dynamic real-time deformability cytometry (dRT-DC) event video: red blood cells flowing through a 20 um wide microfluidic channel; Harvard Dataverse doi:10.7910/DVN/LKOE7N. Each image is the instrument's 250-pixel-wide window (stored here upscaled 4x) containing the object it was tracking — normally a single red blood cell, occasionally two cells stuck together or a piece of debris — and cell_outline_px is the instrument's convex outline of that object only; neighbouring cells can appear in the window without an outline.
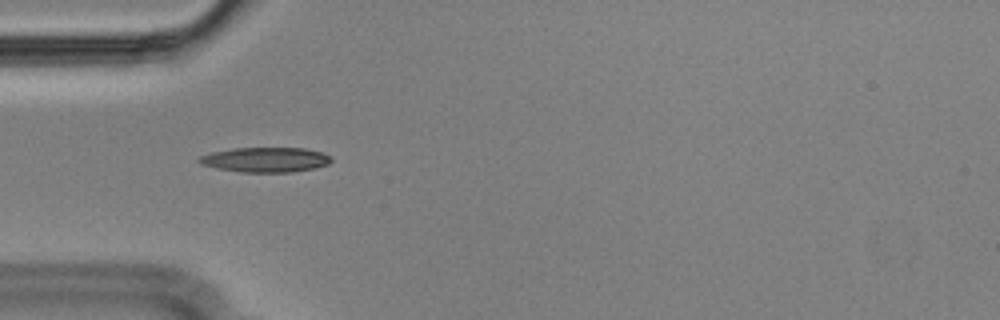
{"species": "Egyptian fruit bat (a non-hibernating species)", "species_latin": "Rousettus aegyptiacus", "temperature_condition": "cold", "stored_images_in_passage": 7, "camera_frame_rate_fps": 3000, "um_per_image_px": 0.085, "animal": {"sex": "male"}, "frame": {"image": 1, "passage_image": 1, "time_ms": 0.0, "image_size_px": [1000, 320], "cell_outline_px": [[332, 160], [328, 164], [316, 168], [292, 172], [240, 172], [216, 168], [200, 164], [196, 160], [200, 156], [212, 152], [232, 148], [304, 148], [320, 152], [332, 156]], "centroid_in_image_um": [22.55, 13.58], "position_along_channel_um": 62.4, "area_um2": 19.25}}
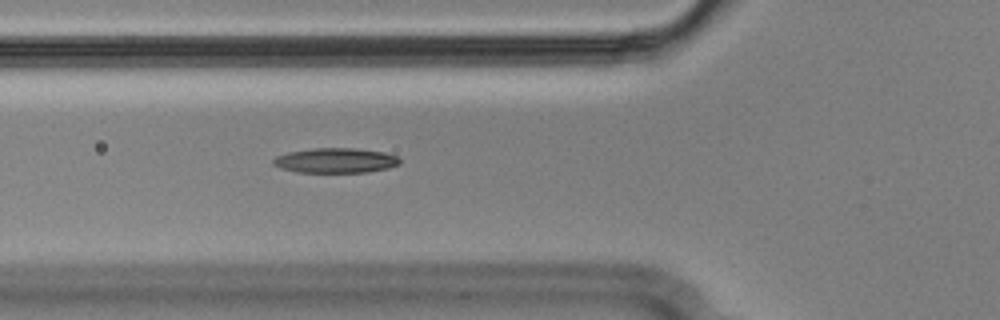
{"frame": {"image": 2, "passage_image": 4, "time_ms": 1.0, "image_size_px": [1000, 320], "cell_outline_px": [[400, 164], [388, 168], [364, 172], [296, 172], [280, 168], [272, 164], [272, 160], [276, 156], [288, 152], [312, 148], [356, 148], [384, 152], [396, 156], [400, 160]], "centroid_in_image_um": [28.49, 13.63], "position_along_channel_um": 97.3, "area_um2": 18.38}}